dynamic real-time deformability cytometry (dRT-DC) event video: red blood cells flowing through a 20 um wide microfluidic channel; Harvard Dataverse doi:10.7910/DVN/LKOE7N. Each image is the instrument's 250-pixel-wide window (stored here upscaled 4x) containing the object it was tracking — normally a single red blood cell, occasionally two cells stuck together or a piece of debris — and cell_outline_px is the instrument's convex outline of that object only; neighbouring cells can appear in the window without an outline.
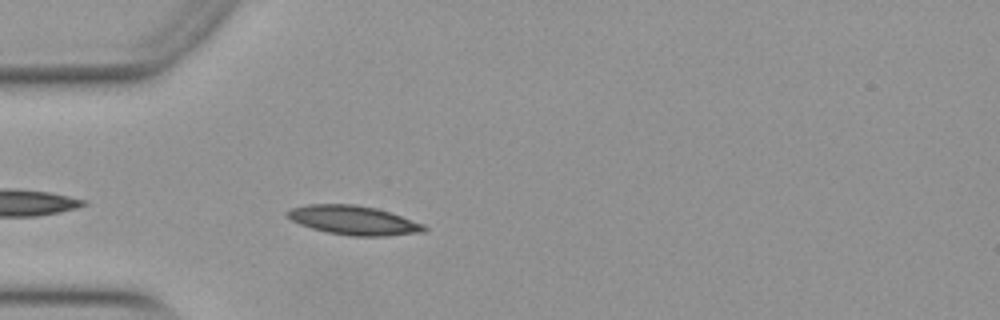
{"species": "Egyptian fruit bat (a non-hibernating species)", "species_latin": "Rousettus aegyptiacus", "temperature_condition": "warm", "stored_images_in_passage": 8, "camera_frame_rate_fps": 3000, "um_per_image_px": 0.085, "animal": {"sex": "female"}, "frame": {"image": 1, "passage_image": 3, "time_ms": 0.667, "image_size_px": [1000, 320], "cell_outline_px": [[428, 228], [424, 232], [388, 236], [348, 236], [328, 232], [312, 228], [300, 224], [284, 216], [284, 212], [292, 208], [308, 204], [356, 204], [376, 208], [424, 224]], "centroid_in_image_um": [30.03, 18.72], "position_along_channel_um": 55.0, "area_um2": 23.24}}
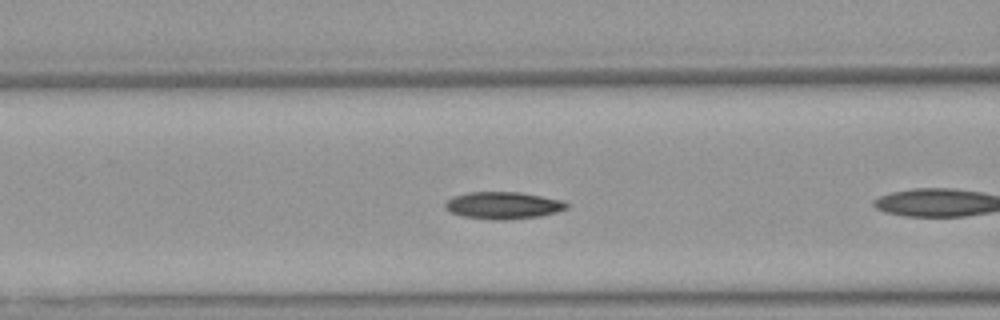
{"frame": {"image": 2, "passage_image": 6, "time_ms": 1.667, "image_size_px": [1000, 320], "cell_outline_px": [[572, 204], [568, 208], [556, 212], [540, 216], [504, 220], [496, 220], [464, 216], [452, 212], [444, 208], [444, 204], [448, 200], [456, 196], [468, 192], [520, 192], [564, 200]], "centroid_in_image_um": [42.84, 17.45], "position_along_channel_um": 123.8, "area_um2": 19.19}}